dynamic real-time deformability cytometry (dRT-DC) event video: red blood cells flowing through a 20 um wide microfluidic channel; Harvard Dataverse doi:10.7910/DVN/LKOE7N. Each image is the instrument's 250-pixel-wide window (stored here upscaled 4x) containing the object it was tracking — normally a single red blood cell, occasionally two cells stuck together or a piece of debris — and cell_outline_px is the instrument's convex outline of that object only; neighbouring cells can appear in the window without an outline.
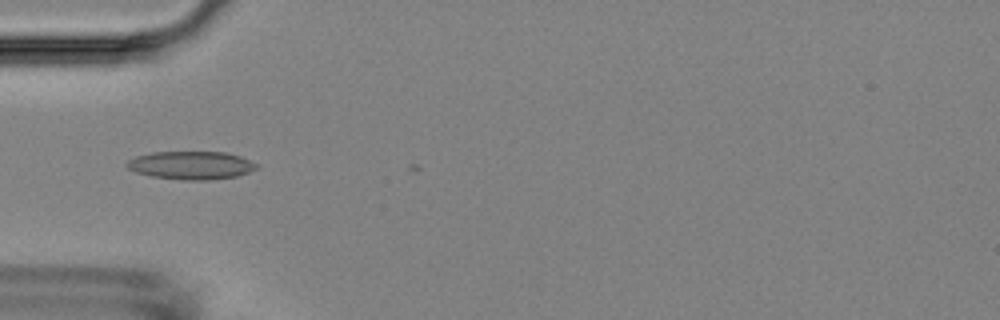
{"species": "Egyptian fruit bat (a non-hibernating species)", "species_latin": "Rousettus aegyptiacus", "temperature_condition": "room temperature", "stored_images_in_passage": 4, "camera_frame_rate_fps": 3000, "um_per_image_px": 0.085, "animal": {"sex": "female"}, "frame": {"image": 1, "passage_image": 1, "time_ms": 0.0, "image_size_px": [1000, 320], "cell_outline_px": [[260, 164], [256, 168], [248, 172], [236, 176], [208, 180], [180, 180], [152, 176], [136, 172], [128, 168], [124, 164], [128, 160], [136, 156], [152, 152], [224, 152], [240, 156]], "centroid_in_image_um": [16.24, 14.05], "position_along_channel_um": 68.8, "area_um2": 21.27}}